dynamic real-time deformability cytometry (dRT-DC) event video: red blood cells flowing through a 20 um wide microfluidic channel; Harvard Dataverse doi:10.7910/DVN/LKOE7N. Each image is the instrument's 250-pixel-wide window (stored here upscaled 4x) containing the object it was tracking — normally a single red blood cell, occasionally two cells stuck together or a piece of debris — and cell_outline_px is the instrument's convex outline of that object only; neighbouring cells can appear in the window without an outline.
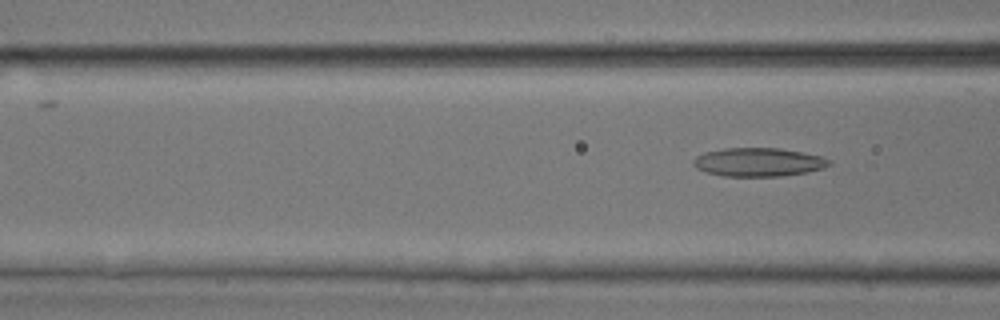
{"species": "common noctule bat (a hibernating species)", "species_latin": "Nyctalus noctula", "temperature_condition": "room temperature", "stored_images_in_passage": 6, "camera_frame_rate_fps": 3000, "um_per_image_px": 0.085, "animal": {"sex": "male", "body_mass_g": 17.9, "forearm_length_mm": 54.2}, "frame": {"image": 1, "passage_image": 6, "time_ms": 1.667, "image_size_px": [1000, 320], "cell_outline_px": [[832, 164], [824, 168], [804, 172], [780, 176], [724, 176], [704, 172], [696, 168], [692, 164], [692, 160], [696, 156], [704, 152], [724, 148], [780, 148], [804, 152], [824, 156], [832, 160]], "centroid_in_image_um": [64.47, 13.77], "position_along_channel_um": 102.1, "area_um2": 22.89}}